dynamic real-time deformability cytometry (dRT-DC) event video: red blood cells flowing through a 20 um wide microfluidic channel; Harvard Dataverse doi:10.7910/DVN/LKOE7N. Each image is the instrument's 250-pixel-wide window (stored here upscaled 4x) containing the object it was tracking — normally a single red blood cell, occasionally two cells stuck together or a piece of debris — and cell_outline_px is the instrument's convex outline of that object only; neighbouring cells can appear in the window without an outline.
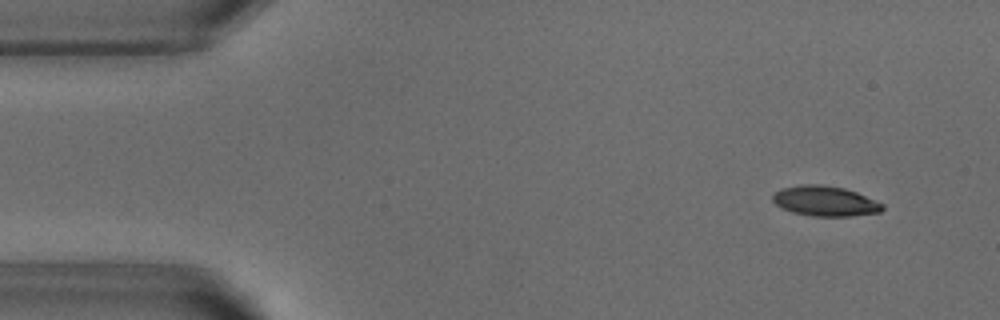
{"species": "common noctule bat (a hibernating species)", "species_latin": "Nyctalus noctula", "temperature_condition": "warm", "stored_images_in_passage": 52, "camera_frame_rate_fps": 3000, "um_per_image_px": 0.085, "animal": {"sex": "male", "body_mass_g": 18.8}, "frame": {"image": 1, "passage_image": 4, "time_ms": 1.0, "image_size_px": [1000, 320], "cell_outline_px": [[884, 208], [880, 212], [852, 216], [812, 216], [792, 212], [776, 204], [772, 200], [772, 196], [776, 192], [784, 188], [800, 184], [820, 184], [844, 188], [856, 192], [884, 204]], "centroid_in_image_um": [70.15, 17.09], "position_along_channel_um": 14.9, "area_um2": 19.13}}
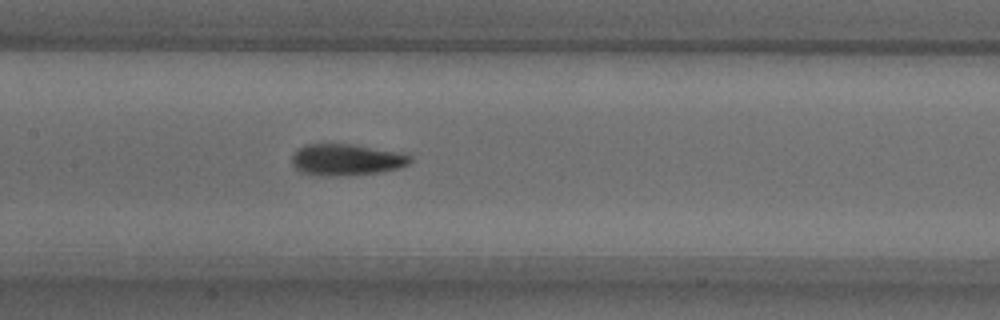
{"frame": {"image": 2, "passage_image": 24, "time_ms": 7.667, "image_size_px": [1000, 320], "cell_outline_px": [[412, 160], [408, 164], [400, 168], [380, 172], [348, 176], [316, 176], [300, 172], [292, 164], [292, 156], [304, 144], [352, 144], [396, 152], [408, 156]], "centroid_in_image_um": [29.39, 13.6], "position_along_channel_um": 178.0, "area_um2": 21.68}}
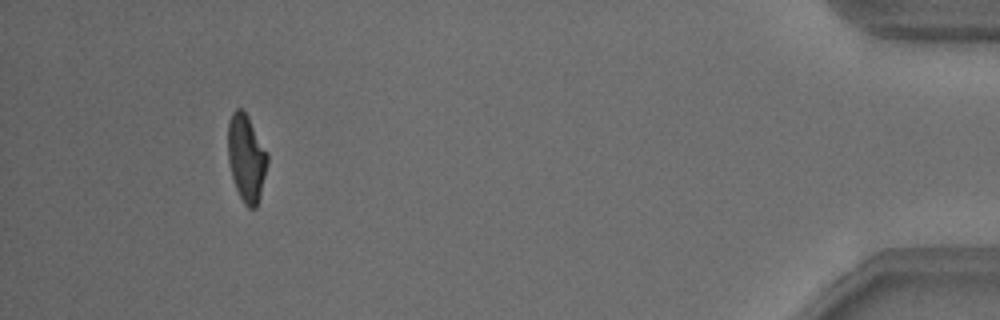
{"frame": {"image": 3, "passage_image": 48, "time_ms": 15.667, "image_size_px": [1000, 320], "cell_outline_px": [[268, 164], [260, 196], [256, 208], [248, 208], [244, 204], [236, 188], [232, 176], [228, 160], [228, 120], [232, 112], [236, 108], [240, 108], [248, 116], [268, 152]], "centroid_in_image_um": [20.95, 13.42], "position_along_channel_um": 414.3, "area_um2": 20.17}, "authors_computed_cell_mechanics": {"area_um2": 20.4034, "velocity_mm_per_s": 3.8318, "shape_relaxation_time_tau1_ms": 3.4712, "shape_relaxation_time_tau2_ms": 0.9702, "deformation_change_tau1": 0.1804, "deformation_change_tau2": 0.0765}}